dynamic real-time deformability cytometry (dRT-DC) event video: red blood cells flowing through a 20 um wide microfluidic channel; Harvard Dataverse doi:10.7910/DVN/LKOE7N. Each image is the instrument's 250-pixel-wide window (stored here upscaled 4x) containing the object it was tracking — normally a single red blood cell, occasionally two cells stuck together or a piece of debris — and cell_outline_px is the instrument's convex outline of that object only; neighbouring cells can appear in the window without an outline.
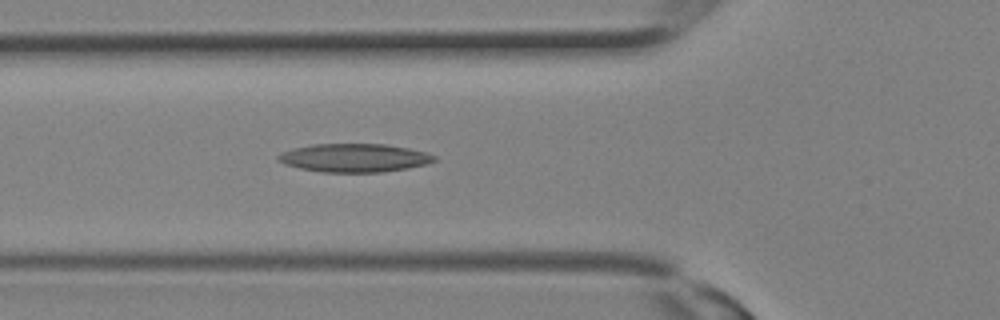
{"species": "Egyptian fruit bat (a non-hibernating species)", "species_latin": "Rousettus aegyptiacus", "temperature_condition": "room temperature", "stored_images_in_passage": 18, "camera_frame_rate_fps": 3000, "um_per_image_px": 0.085, "animal": {"sex": "female"}, "frame": {"image": 1, "passage_image": 4, "time_ms": 1.0, "image_size_px": [1000, 320], "cell_outline_px": [[436, 160], [428, 164], [408, 168], [380, 172], [320, 172], [300, 168], [284, 164], [276, 160], [276, 156], [280, 152], [292, 148], [312, 144], [384, 144], [408, 148], [428, 152], [436, 156]], "centroid_in_image_um": [30.09, 13.41], "position_along_channel_um": 95.7, "area_um2": 26.07}}
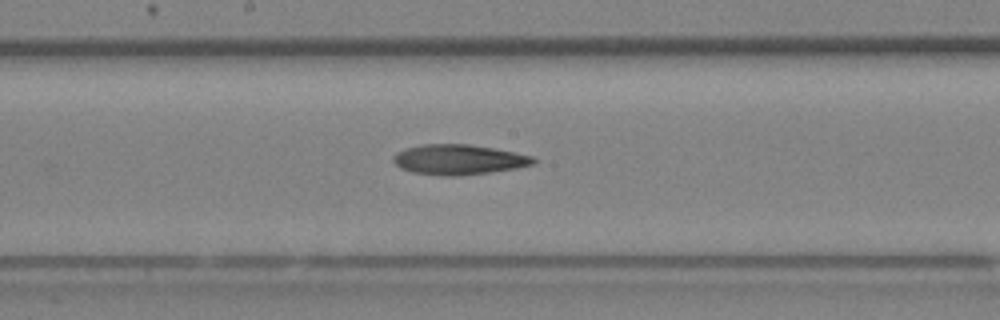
{"frame": {"image": 2, "passage_image": 9, "time_ms": 2.667, "image_size_px": [1000, 320], "cell_outline_px": [[536, 164], [516, 168], [488, 172], [452, 176], [444, 176], [412, 172], [400, 168], [392, 160], [392, 156], [396, 152], [404, 148], [420, 144], [468, 144], [492, 148], [532, 156], [536, 160]], "centroid_in_image_um": [38.93, 13.56], "position_along_channel_um": 209.3, "area_um2": 24.51}}
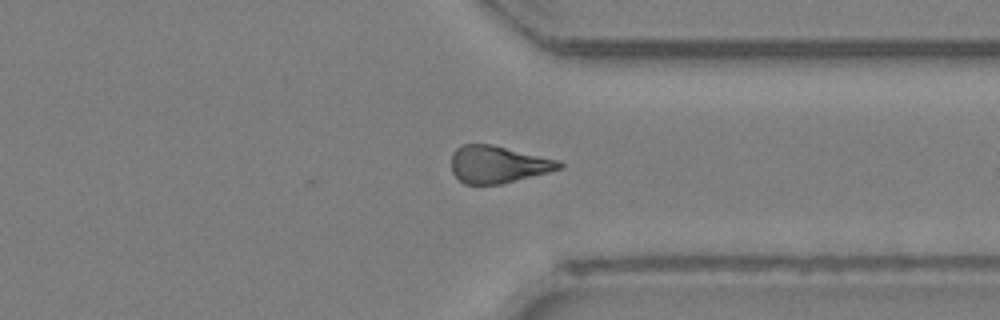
{"frame": {"image": 3, "passage_image": 16, "time_ms": 5.0, "image_size_px": [1000, 320], "cell_outline_px": [[564, 164], [560, 168], [548, 172], [500, 184], [464, 184], [452, 172], [452, 152], [456, 148], [464, 144], [492, 144], [560, 160]], "centroid_in_image_um": [42.32, 13.96], "position_along_channel_um": 369.1, "area_um2": 23.29}}